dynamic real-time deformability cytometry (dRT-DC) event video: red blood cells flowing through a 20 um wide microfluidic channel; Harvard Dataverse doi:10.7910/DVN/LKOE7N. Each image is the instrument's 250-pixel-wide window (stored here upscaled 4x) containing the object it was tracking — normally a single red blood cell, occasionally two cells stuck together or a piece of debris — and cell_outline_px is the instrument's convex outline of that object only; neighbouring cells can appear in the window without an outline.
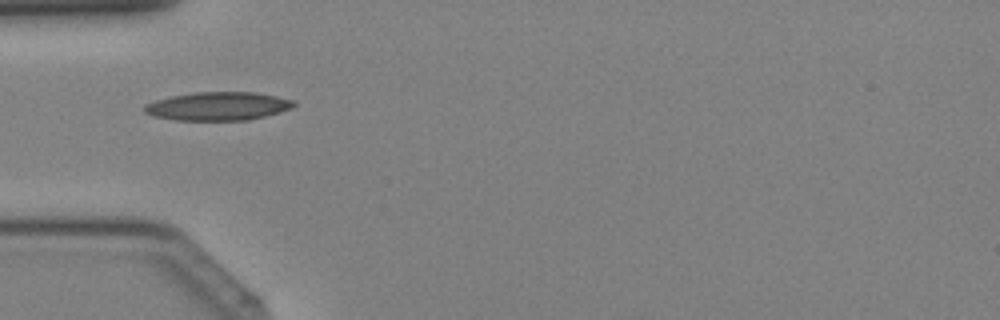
{"species": "Egyptian fruit bat (a non-hibernating species)", "species_latin": "Rousettus aegyptiacus", "temperature_condition": "cold", "stored_images_in_passage": 31, "camera_frame_rate_fps": 3000, "um_per_image_px": 0.085, "animal": {"sex": "female"}, "frame": {"image": 1, "passage_image": 4, "time_ms": 1.0, "image_size_px": [1000, 320], "cell_outline_px": [[296, 104], [292, 108], [280, 112], [248, 120], [176, 120], [152, 116], [144, 112], [144, 104], [156, 100], [172, 96], [196, 92], [256, 92], [276, 96], [292, 100]], "centroid_in_image_um": [18.52, 9.02], "position_along_channel_um": 66.5, "area_um2": 24.68}}
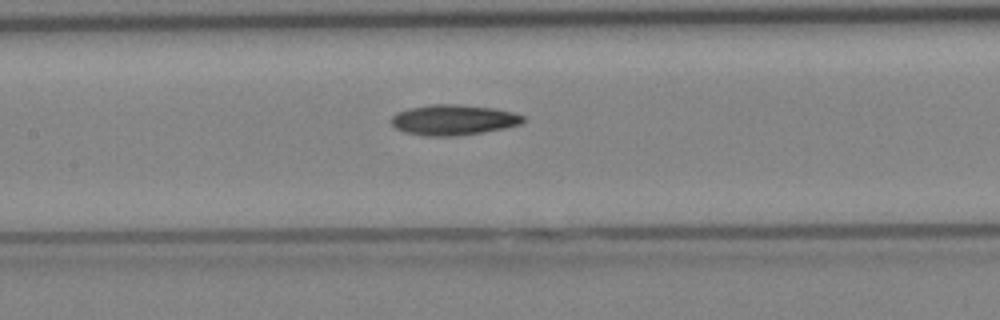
{"frame": {"image": 2, "passage_image": 10, "time_ms": 3.0, "image_size_px": [1000, 320], "cell_outline_px": [[524, 120], [520, 124], [504, 128], [456, 136], [424, 136], [404, 132], [396, 128], [392, 124], [392, 116], [396, 112], [408, 108], [432, 104], [460, 104], [496, 108], [512, 112], [524, 116]], "centroid_in_image_um": [38.52, 10.18], "position_along_channel_um": 168.9, "area_um2": 23.41}}
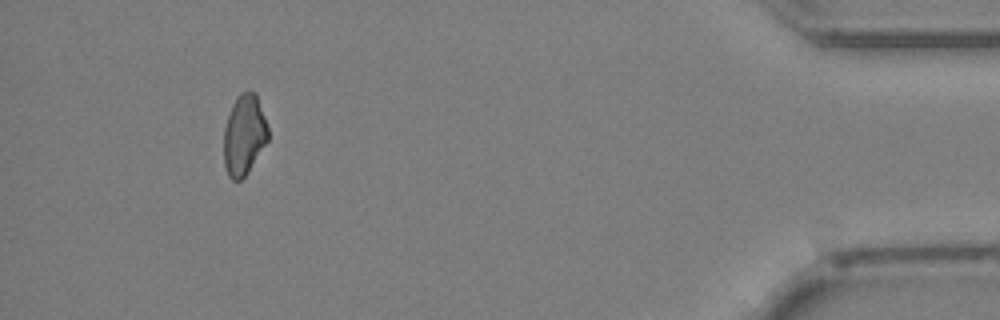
{"frame": {"image": 3, "passage_image": 28, "time_ms": 9.0, "image_size_px": [1000, 320], "cell_outline_px": [[268, 140], [248, 172], [240, 180], [232, 180], [228, 176], [224, 164], [224, 128], [232, 104], [236, 96], [240, 92], [256, 92], [268, 128]], "centroid_in_image_um": [20.74, 11.46], "position_along_channel_um": 414.5, "area_um2": 20.69}}